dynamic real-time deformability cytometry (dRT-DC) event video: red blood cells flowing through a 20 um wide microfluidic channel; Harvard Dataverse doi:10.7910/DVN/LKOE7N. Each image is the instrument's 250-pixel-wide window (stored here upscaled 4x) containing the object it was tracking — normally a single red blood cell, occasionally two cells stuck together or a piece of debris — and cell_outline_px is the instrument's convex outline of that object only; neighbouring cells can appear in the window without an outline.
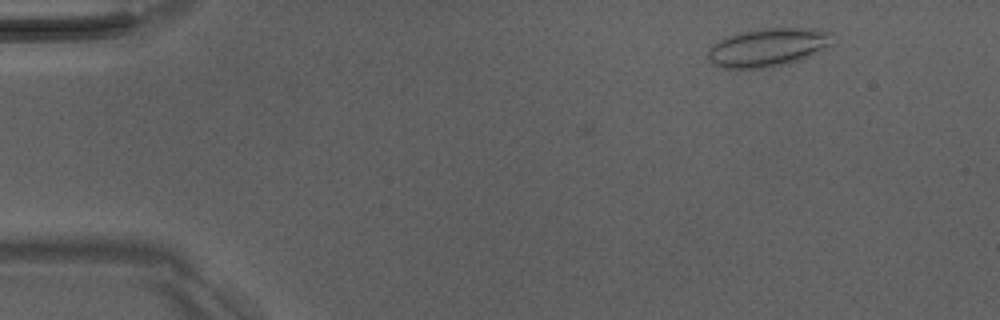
{"species": "Egyptian fruit bat (a non-hibernating species)", "species_latin": "Rousettus aegyptiacus", "temperature_condition": "room temperature", "stored_images_in_passage": 46, "camera_frame_rate_fps": 3000, "um_per_image_px": 0.085, "animal": {"sex": "male"}, "frame": {"image": 1, "passage_image": 1, "time_ms": 0.0, "image_size_px": [1000, 320], "cell_outline_px": [[832, 32], [828, 44], [820, 52], [800, 60], [788, 64], [772, 68], [724, 68], [712, 64], [708, 60], [708, 48], [712, 44], [724, 36], [740, 32], [760, 28], [816, 28]], "centroid_in_image_um": [65.22, 4.03], "position_along_channel_um": 19.8, "area_um2": 28.21}}
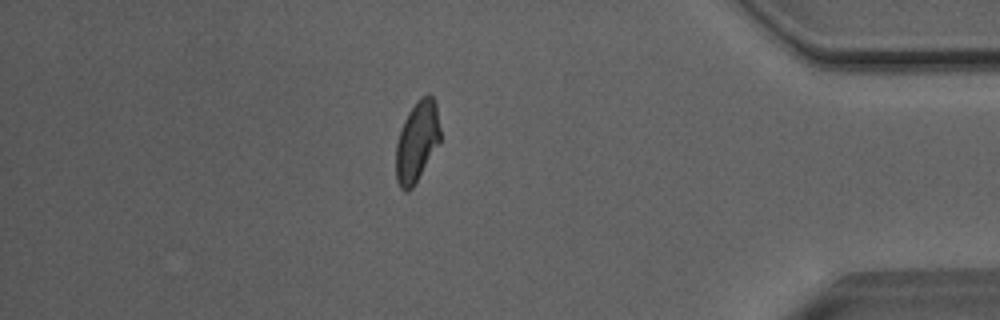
{"frame": {"image": 2, "passage_image": 39, "time_ms": 12.667, "image_size_px": [1000, 320], "cell_outline_px": [[440, 144], [412, 188], [408, 192], [404, 192], [400, 188], [396, 180], [396, 144], [404, 120], [408, 112], [416, 100], [420, 96], [428, 92], [432, 96], [436, 104], [440, 128]], "centroid_in_image_um": [35.45, 12.02], "position_along_channel_um": 399.7, "area_um2": 21.1}}
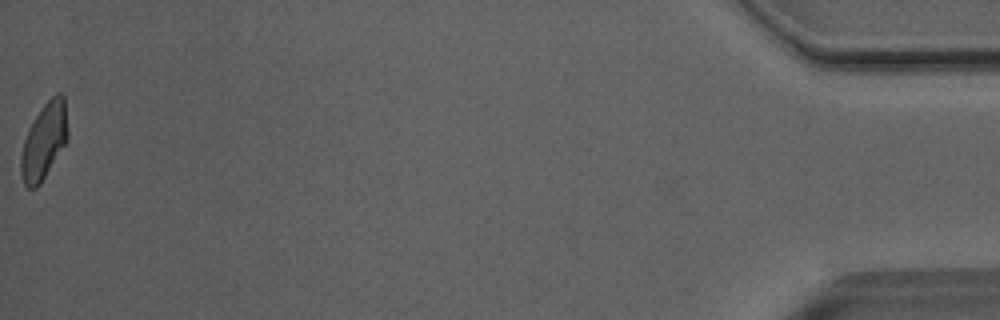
{"frame": {"image": 3, "passage_image": 46, "time_ms": 15.0, "image_size_px": [1000, 320], "cell_outline_px": [[68, 136], [64, 144], [40, 184], [36, 188], [28, 188], [24, 184], [20, 172], [20, 156], [24, 140], [28, 128], [44, 104], [56, 92], [60, 92], [64, 96], [68, 132]], "centroid_in_image_um": [3.72, 11.98], "position_along_channel_um": 431.5, "area_um2": 20.52}, "authors_computed_cell_mechanics": {"area_um2": 21.5016, "velocity_mm_per_s": 4.0707, "shape_relaxation_time_tau1_ms": 6.4045, "shape_relaxation_time_tau2_ms": 1.5455, "deformation_change_tau1": 0.1408, "deformation_change_tau2": 0.0787}}